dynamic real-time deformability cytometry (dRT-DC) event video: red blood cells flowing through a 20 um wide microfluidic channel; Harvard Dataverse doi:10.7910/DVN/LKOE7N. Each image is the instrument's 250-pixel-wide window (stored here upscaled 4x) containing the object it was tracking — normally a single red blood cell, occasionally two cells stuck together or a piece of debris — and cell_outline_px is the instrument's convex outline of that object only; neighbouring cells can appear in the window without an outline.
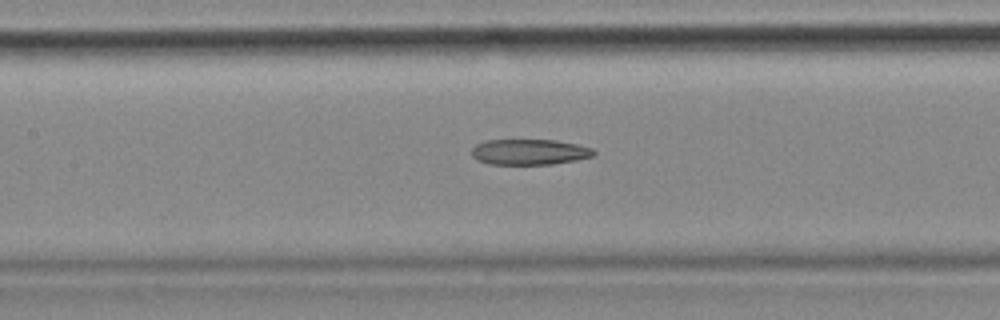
{"species": "common noctule bat (a hibernating species)", "species_latin": "Nyctalus noctula", "temperature_condition": "cold", "stored_images_in_passage": 56, "camera_frame_rate_fps": 3000, "um_per_image_px": 0.085, "animal": {"sex": "female", "body_mass_g": 18.4}, "frame": {"image": 1, "passage_image": 25, "time_ms": 8.0, "image_size_px": [1000, 320], "cell_outline_px": [[596, 152], [592, 156], [576, 160], [552, 164], [488, 164], [472, 156], [472, 148], [476, 144], [488, 140], [556, 140], [576, 144], [592, 148]], "centroid_in_image_um": [45.01, 12.91], "position_along_channel_um": 162.4, "area_um2": 18.09}, "authors_computed_cell_mechanics": {"area_um2": 20.4034, "velocity_mm_per_s": 3.5752, "shape_relaxation_time_tau1_ms": null, "shape_relaxation_time_tau2_ms": 9.162, "deformation_change_tau1": null, "deformation_change_tau2": 0.2257}}